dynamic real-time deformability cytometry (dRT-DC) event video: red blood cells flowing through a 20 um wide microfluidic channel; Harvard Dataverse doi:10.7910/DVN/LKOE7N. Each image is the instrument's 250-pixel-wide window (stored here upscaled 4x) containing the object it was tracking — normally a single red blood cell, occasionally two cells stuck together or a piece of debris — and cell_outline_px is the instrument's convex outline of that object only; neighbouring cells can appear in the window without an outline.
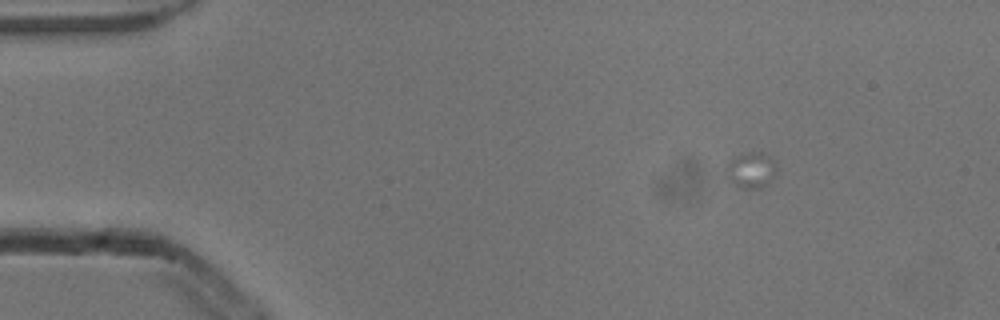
{"species": "common noctule bat (a hibernating species)", "species_latin": "Nyctalus noctula", "temperature_condition": "cold", "stored_images_in_passage": 4, "camera_frame_rate_fps": 3000, "um_per_image_px": 0.085, "animal": {"sex": "male", "body_mass_g": 13.3}, "frame": {"image": 1, "passage_image": 1, "time_ms": 0.0, "image_size_px": [1000, 320], "cell_outline_px": [[776, 176], [768, 184], [760, 188], [744, 188], [728, 180], [728, 160], [732, 156], [748, 152], [764, 152], [772, 156], [776, 164]], "centroid_in_image_um": [63.9, 14.42], "position_along_channel_um": 21.1, "area_um2": 10.69}}